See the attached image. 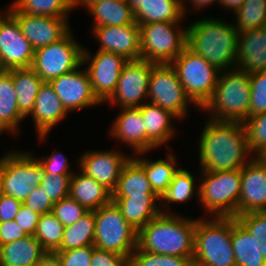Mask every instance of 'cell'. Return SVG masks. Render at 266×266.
<instances>
[{
    "label": "cell",
    "mask_w": 266,
    "mask_h": 266,
    "mask_svg": "<svg viewBox=\"0 0 266 266\" xmlns=\"http://www.w3.org/2000/svg\"><path fill=\"white\" fill-rule=\"evenodd\" d=\"M93 36L100 42L99 50L112 52L127 60H138L141 55L140 26L138 23L120 26L93 27Z\"/></svg>",
    "instance_id": "ffe728a7"
},
{
    "label": "cell",
    "mask_w": 266,
    "mask_h": 266,
    "mask_svg": "<svg viewBox=\"0 0 266 266\" xmlns=\"http://www.w3.org/2000/svg\"><path fill=\"white\" fill-rule=\"evenodd\" d=\"M24 118L17 105L12 70L3 71L0 73V123L11 132V135H19V123Z\"/></svg>",
    "instance_id": "1f68e13d"
},
{
    "label": "cell",
    "mask_w": 266,
    "mask_h": 266,
    "mask_svg": "<svg viewBox=\"0 0 266 266\" xmlns=\"http://www.w3.org/2000/svg\"><path fill=\"white\" fill-rule=\"evenodd\" d=\"M138 25L153 22H180L185 16L184 0H126Z\"/></svg>",
    "instance_id": "cb8c5ba5"
},
{
    "label": "cell",
    "mask_w": 266,
    "mask_h": 266,
    "mask_svg": "<svg viewBox=\"0 0 266 266\" xmlns=\"http://www.w3.org/2000/svg\"><path fill=\"white\" fill-rule=\"evenodd\" d=\"M12 78L19 111L26 117L33 110L36 96L43 81L31 67L12 69Z\"/></svg>",
    "instance_id": "d6a6232c"
},
{
    "label": "cell",
    "mask_w": 266,
    "mask_h": 266,
    "mask_svg": "<svg viewBox=\"0 0 266 266\" xmlns=\"http://www.w3.org/2000/svg\"><path fill=\"white\" fill-rule=\"evenodd\" d=\"M35 49L21 33L17 19L7 10L0 14V62L4 71L29 68Z\"/></svg>",
    "instance_id": "5bb4252c"
},
{
    "label": "cell",
    "mask_w": 266,
    "mask_h": 266,
    "mask_svg": "<svg viewBox=\"0 0 266 266\" xmlns=\"http://www.w3.org/2000/svg\"><path fill=\"white\" fill-rule=\"evenodd\" d=\"M236 58L240 71H266V26L238 32Z\"/></svg>",
    "instance_id": "603a6c76"
},
{
    "label": "cell",
    "mask_w": 266,
    "mask_h": 266,
    "mask_svg": "<svg viewBox=\"0 0 266 266\" xmlns=\"http://www.w3.org/2000/svg\"><path fill=\"white\" fill-rule=\"evenodd\" d=\"M147 98H150L148 102L168 110L178 119L186 117L188 104L192 102L171 64L152 63Z\"/></svg>",
    "instance_id": "7c38bea8"
},
{
    "label": "cell",
    "mask_w": 266,
    "mask_h": 266,
    "mask_svg": "<svg viewBox=\"0 0 266 266\" xmlns=\"http://www.w3.org/2000/svg\"><path fill=\"white\" fill-rule=\"evenodd\" d=\"M72 175L42 174L39 187L44 190L53 204L69 196L70 180Z\"/></svg>",
    "instance_id": "7bdbcfd3"
},
{
    "label": "cell",
    "mask_w": 266,
    "mask_h": 266,
    "mask_svg": "<svg viewBox=\"0 0 266 266\" xmlns=\"http://www.w3.org/2000/svg\"><path fill=\"white\" fill-rule=\"evenodd\" d=\"M75 70L50 81L66 111H76L101 104L95 97L87 70Z\"/></svg>",
    "instance_id": "e0dca14e"
},
{
    "label": "cell",
    "mask_w": 266,
    "mask_h": 266,
    "mask_svg": "<svg viewBox=\"0 0 266 266\" xmlns=\"http://www.w3.org/2000/svg\"><path fill=\"white\" fill-rule=\"evenodd\" d=\"M69 197L88 211H94L112 201V192L81 172L71 176Z\"/></svg>",
    "instance_id": "d4e9b609"
},
{
    "label": "cell",
    "mask_w": 266,
    "mask_h": 266,
    "mask_svg": "<svg viewBox=\"0 0 266 266\" xmlns=\"http://www.w3.org/2000/svg\"><path fill=\"white\" fill-rule=\"evenodd\" d=\"M151 72L152 62L143 59L128 60L115 91L107 101L110 104L118 103L121 108H139L144 104V97H148Z\"/></svg>",
    "instance_id": "9a60e30c"
},
{
    "label": "cell",
    "mask_w": 266,
    "mask_h": 266,
    "mask_svg": "<svg viewBox=\"0 0 266 266\" xmlns=\"http://www.w3.org/2000/svg\"><path fill=\"white\" fill-rule=\"evenodd\" d=\"M195 176L186 169L178 168L174 173L172 181L167 190L160 197V205L169 203H184L194 197Z\"/></svg>",
    "instance_id": "8d00e7d4"
},
{
    "label": "cell",
    "mask_w": 266,
    "mask_h": 266,
    "mask_svg": "<svg viewBox=\"0 0 266 266\" xmlns=\"http://www.w3.org/2000/svg\"><path fill=\"white\" fill-rule=\"evenodd\" d=\"M5 131L8 132L9 130L0 123V134L5 132Z\"/></svg>",
    "instance_id": "680465c9"
},
{
    "label": "cell",
    "mask_w": 266,
    "mask_h": 266,
    "mask_svg": "<svg viewBox=\"0 0 266 266\" xmlns=\"http://www.w3.org/2000/svg\"><path fill=\"white\" fill-rule=\"evenodd\" d=\"M47 252L34 235L0 246V265L35 266Z\"/></svg>",
    "instance_id": "83f0119b"
},
{
    "label": "cell",
    "mask_w": 266,
    "mask_h": 266,
    "mask_svg": "<svg viewBox=\"0 0 266 266\" xmlns=\"http://www.w3.org/2000/svg\"><path fill=\"white\" fill-rule=\"evenodd\" d=\"M94 245L54 252L62 266H90Z\"/></svg>",
    "instance_id": "bcb514c9"
},
{
    "label": "cell",
    "mask_w": 266,
    "mask_h": 266,
    "mask_svg": "<svg viewBox=\"0 0 266 266\" xmlns=\"http://www.w3.org/2000/svg\"><path fill=\"white\" fill-rule=\"evenodd\" d=\"M187 27V47L190 50L204 57L219 71L236 68L238 30L234 23L202 18Z\"/></svg>",
    "instance_id": "3957f363"
},
{
    "label": "cell",
    "mask_w": 266,
    "mask_h": 266,
    "mask_svg": "<svg viewBox=\"0 0 266 266\" xmlns=\"http://www.w3.org/2000/svg\"><path fill=\"white\" fill-rule=\"evenodd\" d=\"M35 266H62L59 257L55 253L47 252Z\"/></svg>",
    "instance_id": "db71d44e"
},
{
    "label": "cell",
    "mask_w": 266,
    "mask_h": 266,
    "mask_svg": "<svg viewBox=\"0 0 266 266\" xmlns=\"http://www.w3.org/2000/svg\"><path fill=\"white\" fill-rule=\"evenodd\" d=\"M157 200L159 196L112 197L123 217L137 231L161 213Z\"/></svg>",
    "instance_id": "484cf974"
},
{
    "label": "cell",
    "mask_w": 266,
    "mask_h": 266,
    "mask_svg": "<svg viewBox=\"0 0 266 266\" xmlns=\"http://www.w3.org/2000/svg\"><path fill=\"white\" fill-rule=\"evenodd\" d=\"M111 137L133 148V153L143 155L157 147L148 139L145 123L139 108H121L111 125Z\"/></svg>",
    "instance_id": "44dd1931"
},
{
    "label": "cell",
    "mask_w": 266,
    "mask_h": 266,
    "mask_svg": "<svg viewBox=\"0 0 266 266\" xmlns=\"http://www.w3.org/2000/svg\"><path fill=\"white\" fill-rule=\"evenodd\" d=\"M246 0H220L219 4L225 9L232 10L235 13Z\"/></svg>",
    "instance_id": "11a10c76"
},
{
    "label": "cell",
    "mask_w": 266,
    "mask_h": 266,
    "mask_svg": "<svg viewBox=\"0 0 266 266\" xmlns=\"http://www.w3.org/2000/svg\"><path fill=\"white\" fill-rule=\"evenodd\" d=\"M67 114L50 82H43L36 96L33 110L29 114L33 117L39 141L45 139L53 126Z\"/></svg>",
    "instance_id": "7402d4cb"
},
{
    "label": "cell",
    "mask_w": 266,
    "mask_h": 266,
    "mask_svg": "<svg viewBox=\"0 0 266 266\" xmlns=\"http://www.w3.org/2000/svg\"><path fill=\"white\" fill-rule=\"evenodd\" d=\"M190 2H191V6H193V8L199 10L200 8L203 9V7L205 8L208 5L210 6V5L214 4V2L219 3L220 0H190Z\"/></svg>",
    "instance_id": "9f6ffc18"
},
{
    "label": "cell",
    "mask_w": 266,
    "mask_h": 266,
    "mask_svg": "<svg viewBox=\"0 0 266 266\" xmlns=\"http://www.w3.org/2000/svg\"><path fill=\"white\" fill-rule=\"evenodd\" d=\"M40 215L22 204L14 218L15 222L28 234L34 235Z\"/></svg>",
    "instance_id": "f907efd6"
},
{
    "label": "cell",
    "mask_w": 266,
    "mask_h": 266,
    "mask_svg": "<svg viewBox=\"0 0 266 266\" xmlns=\"http://www.w3.org/2000/svg\"><path fill=\"white\" fill-rule=\"evenodd\" d=\"M83 49L82 64L88 65L92 91L100 103H105L116 89L124 65L128 60L118 54L98 50L93 56Z\"/></svg>",
    "instance_id": "4fadbf2b"
},
{
    "label": "cell",
    "mask_w": 266,
    "mask_h": 266,
    "mask_svg": "<svg viewBox=\"0 0 266 266\" xmlns=\"http://www.w3.org/2000/svg\"><path fill=\"white\" fill-rule=\"evenodd\" d=\"M22 204L19 200L0 193V223L14 220Z\"/></svg>",
    "instance_id": "f5cc1de1"
},
{
    "label": "cell",
    "mask_w": 266,
    "mask_h": 266,
    "mask_svg": "<svg viewBox=\"0 0 266 266\" xmlns=\"http://www.w3.org/2000/svg\"><path fill=\"white\" fill-rule=\"evenodd\" d=\"M28 234L15 220L0 223V246L24 238Z\"/></svg>",
    "instance_id": "816d5d0a"
},
{
    "label": "cell",
    "mask_w": 266,
    "mask_h": 266,
    "mask_svg": "<svg viewBox=\"0 0 266 266\" xmlns=\"http://www.w3.org/2000/svg\"><path fill=\"white\" fill-rule=\"evenodd\" d=\"M93 1H97V0H71L74 9L75 7L83 6V5L87 7Z\"/></svg>",
    "instance_id": "6f0895ef"
},
{
    "label": "cell",
    "mask_w": 266,
    "mask_h": 266,
    "mask_svg": "<svg viewBox=\"0 0 266 266\" xmlns=\"http://www.w3.org/2000/svg\"><path fill=\"white\" fill-rule=\"evenodd\" d=\"M139 109L145 123L147 137L156 147L160 148L171 140L175 132L171 121L178 120L174 114L148 101Z\"/></svg>",
    "instance_id": "4316f807"
},
{
    "label": "cell",
    "mask_w": 266,
    "mask_h": 266,
    "mask_svg": "<svg viewBox=\"0 0 266 266\" xmlns=\"http://www.w3.org/2000/svg\"><path fill=\"white\" fill-rule=\"evenodd\" d=\"M179 22H153L140 25V59L155 64H170L187 47L188 27Z\"/></svg>",
    "instance_id": "30bf717a"
},
{
    "label": "cell",
    "mask_w": 266,
    "mask_h": 266,
    "mask_svg": "<svg viewBox=\"0 0 266 266\" xmlns=\"http://www.w3.org/2000/svg\"><path fill=\"white\" fill-rule=\"evenodd\" d=\"M7 10L17 19L21 33L35 50L58 42L70 31L68 18L19 13L12 5Z\"/></svg>",
    "instance_id": "2e32d148"
},
{
    "label": "cell",
    "mask_w": 266,
    "mask_h": 266,
    "mask_svg": "<svg viewBox=\"0 0 266 266\" xmlns=\"http://www.w3.org/2000/svg\"><path fill=\"white\" fill-rule=\"evenodd\" d=\"M266 211V160L254 157L241 168L238 215Z\"/></svg>",
    "instance_id": "ac0fdd59"
},
{
    "label": "cell",
    "mask_w": 266,
    "mask_h": 266,
    "mask_svg": "<svg viewBox=\"0 0 266 266\" xmlns=\"http://www.w3.org/2000/svg\"><path fill=\"white\" fill-rule=\"evenodd\" d=\"M90 266H129V258L94 247Z\"/></svg>",
    "instance_id": "681fc988"
},
{
    "label": "cell",
    "mask_w": 266,
    "mask_h": 266,
    "mask_svg": "<svg viewBox=\"0 0 266 266\" xmlns=\"http://www.w3.org/2000/svg\"><path fill=\"white\" fill-rule=\"evenodd\" d=\"M231 244L236 266H264L265 259L255 238L235 217H232Z\"/></svg>",
    "instance_id": "f546056e"
},
{
    "label": "cell",
    "mask_w": 266,
    "mask_h": 266,
    "mask_svg": "<svg viewBox=\"0 0 266 266\" xmlns=\"http://www.w3.org/2000/svg\"><path fill=\"white\" fill-rule=\"evenodd\" d=\"M130 157L119 150L87 151L78 159L80 172L113 192L117 187L121 170Z\"/></svg>",
    "instance_id": "d6986e66"
},
{
    "label": "cell",
    "mask_w": 266,
    "mask_h": 266,
    "mask_svg": "<svg viewBox=\"0 0 266 266\" xmlns=\"http://www.w3.org/2000/svg\"><path fill=\"white\" fill-rule=\"evenodd\" d=\"M193 258L156 254L136 247L129 257V266H191Z\"/></svg>",
    "instance_id": "60d3db41"
},
{
    "label": "cell",
    "mask_w": 266,
    "mask_h": 266,
    "mask_svg": "<svg viewBox=\"0 0 266 266\" xmlns=\"http://www.w3.org/2000/svg\"><path fill=\"white\" fill-rule=\"evenodd\" d=\"M94 247L130 257L137 247L138 231L123 217L114 201L94 210Z\"/></svg>",
    "instance_id": "52a82bcc"
},
{
    "label": "cell",
    "mask_w": 266,
    "mask_h": 266,
    "mask_svg": "<svg viewBox=\"0 0 266 266\" xmlns=\"http://www.w3.org/2000/svg\"><path fill=\"white\" fill-rule=\"evenodd\" d=\"M3 68H2V65H1V62H0V73L3 72Z\"/></svg>",
    "instance_id": "91938a15"
},
{
    "label": "cell",
    "mask_w": 266,
    "mask_h": 266,
    "mask_svg": "<svg viewBox=\"0 0 266 266\" xmlns=\"http://www.w3.org/2000/svg\"><path fill=\"white\" fill-rule=\"evenodd\" d=\"M11 4L19 13L68 18L73 5L71 0H15Z\"/></svg>",
    "instance_id": "d590c367"
},
{
    "label": "cell",
    "mask_w": 266,
    "mask_h": 266,
    "mask_svg": "<svg viewBox=\"0 0 266 266\" xmlns=\"http://www.w3.org/2000/svg\"><path fill=\"white\" fill-rule=\"evenodd\" d=\"M83 48L69 31L58 42L36 49L31 68L43 82H50L82 64Z\"/></svg>",
    "instance_id": "8fae6325"
},
{
    "label": "cell",
    "mask_w": 266,
    "mask_h": 266,
    "mask_svg": "<svg viewBox=\"0 0 266 266\" xmlns=\"http://www.w3.org/2000/svg\"><path fill=\"white\" fill-rule=\"evenodd\" d=\"M134 155V159L144 168L151 188L161 197L170 185L174 173L178 170L175 165L176 158L172 153H168L166 160L158 159L156 161H149L148 159L137 157V154Z\"/></svg>",
    "instance_id": "836d02e7"
},
{
    "label": "cell",
    "mask_w": 266,
    "mask_h": 266,
    "mask_svg": "<svg viewBox=\"0 0 266 266\" xmlns=\"http://www.w3.org/2000/svg\"><path fill=\"white\" fill-rule=\"evenodd\" d=\"M253 236L266 260V211L248 212L235 217Z\"/></svg>",
    "instance_id": "b9f144b4"
},
{
    "label": "cell",
    "mask_w": 266,
    "mask_h": 266,
    "mask_svg": "<svg viewBox=\"0 0 266 266\" xmlns=\"http://www.w3.org/2000/svg\"><path fill=\"white\" fill-rule=\"evenodd\" d=\"M86 9L95 19L93 27L135 23L126 0H97L91 2Z\"/></svg>",
    "instance_id": "4dcf8cb0"
},
{
    "label": "cell",
    "mask_w": 266,
    "mask_h": 266,
    "mask_svg": "<svg viewBox=\"0 0 266 266\" xmlns=\"http://www.w3.org/2000/svg\"><path fill=\"white\" fill-rule=\"evenodd\" d=\"M94 236V211H88L76 223L64 227L63 238L60 248L57 251H66L88 245H94Z\"/></svg>",
    "instance_id": "e575fe53"
},
{
    "label": "cell",
    "mask_w": 266,
    "mask_h": 266,
    "mask_svg": "<svg viewBox=\"0 0 266 266\" xmlns=\"http://www.w3.org/2000/svg\"><path fill=\"white\" fill-rule=\"evenodd\" d=\"M88 210L69 196L55 203L52 213L64 227L76 223Z\"/></svg>",
    "instance_id": "ee69618b"
},
{
    "label": "cell",
    "mask_w": 266,
    "mask_h": 266,
    "mask_svg": "<svg viewBox=\"0 0 266 266\" xmlns=\"http://www.w3.org/2000/svg\"><path fill=\"white\" fill-rule=\"evenodd\" d=\"M43 169L29 152L11 151L0 158V193L24 203L39 186Z\"/></svg>",
    "instance_id": "9c48e42d"
},
{
    "label": "cell",
    "mask_w": 266,
    "mask_h": 266,
    "mask_svg": "<svg viewBox=\"0 0 266 266\" xmlns=\"http://www.w3.org/2000/svg\"><path fill=\"white\" fill-rule=\"evenodd\" d=\"M37 160L40 162L43 172L48 174H61V175H73L74 172L69 171V162L65 155L56 152L50 156H45L42 159Z\"/></svg>",
    "instance_id": "7dc6e473"
},
{
    "label": "cell",
    "mask_w": 266,
    "mask_h": 266,
    "mask_svg": "<svg viewBox=\"0 0 266 266\" xmlns=\"http://www.w3.org/2000/svg\"><path fill=\"white\" fill-rule=\"evenodd\" d=\"M23 204L39 215L52 212L54 206L48 195L39 186L34 188Z\"/></svg>",
    "instance_id": "c3c4849f"
},
{
    "label": "cell",
    "mask_w": 266,
    "mask_h": 266,
    "mask_svg": "<svg viewBox=\"0 0 266 266\" xmlns=\"http://www.w3.org/2000/svg\"><path fill=\"white\" fill-rule=\"evenodd\" d=\"M238 32L266 26V0H246L234 13Z\"/></svg>",
    "instance_id": "f35d334b"
},
{
    "label": "cell",
    "mask_w": 266,
    "mask_h": 266,
    "mask_svg": "<svg viewBox=\"0 0 266 266\" xmlns=\"http://www.w3.org/2000/svg\"><path fill=\"white\" fill-rule=\"evenodd\" d=\"M210 220L196 219L193 264L236 266L231 244L232 217H211Z\"/></svg>",
    "instance_id": "5b68a950"
},
{
    "label": "cell",
    "mask_w": 266,
    "mask_h": 266,
    "mask_svg": "<svg viewBox=\"0 0 266 266\" xmlns=\"http://www.w3.org/2000/svg\"><path fill=\"white\" fill-rule=\"evenodd\" d=\"M172 213L170 207L161 209L160 214L142 227L137 247L156 254L193 258L196 219Z\"/></svg>",
    "instance_id": "7a4b0ae2"
},
{
    "label": "cell",
    "mask_w": 266,
    "mask_h": 266,
    "mask_svg": "<svg viewBox=\"0 0 266 266\" xmlns=\"http://www.w3.org/2000/svg\"><path fill=\"white\" fill-rule=\"evenodd\" d=\"M248 146L255 157H263L266 154V112L249 116L244 122Z\"/></svg>",
    "instance_id": "ab89813d"
},
{
    "label": "cell",
    "mask_w": 266,
    "mask_h": 266,
    "mask_svg": "<svg viewBox=\"0 0 266 266\" xmlns=\"http://www.w3.org/2000/svg\"><path fill=\"white\" fill-rule=\"evenodd\" d=\"M158 196L151 188L144 168L131 156L123 166L112 197Z\"/></svg>",
    "instance_id": "f1b7e54d"
},
{
    "label": "cell",
    "mask_w": 266,
    "mask_h": 266,
    "mask_svg": "<svg viewBox=\"0 0 266 266\" xmlns=\"http://www.w3.org/2000/svg\"><path fill=\"white\" fill-rule=\"evenodd\" d=\"M250 77L238 68L220 71L211 98L201 108L210 119L244 123L250 116Z\"/></svg>",
    "instance_id": "277c9868"
},
{
    "label": "cell",
    "mask_w": 266,
    "mask_h": 266,
    "mask_svg": "<svg viewBox=\"0 0 266 266\" xmlns=\"http://www.w3.org/2000/svg\"><path fill=\"white\" fill-rule=\"evenodd\" d=\"M199 162L204 171L241 169L252 158L244 123L209 119L199 140ZM248 160V161H247Z\"/></svg>",
    "instance_id": "6da1fadb"
},
{
    "label": "cell",
    "mask_w": 266,
    "mask_h": 266,
    "mask_svg": "<svg viewBox=\"0 0 266 266\" xmlns=\"http://www.w3.org/2000/svg\"><path fill=\"white\" fill-rule=\"evenodd\" d=\"M63 232V224L49 212L40 215L34 237L46 252L54 253L60 248Z\"/></svg>",
    "instance_id": "74e56055"
},
{
    "label": "cell",
    "mask_w": 266,
    "mask_h": 266,
    "mask_svg": "<svg viewBox=\"0 0 266 266\" xmlns=\"http://www.w3.org/2000/svg\"><path fill=\"white\" fill-rule=\"evenodd\" d=\"M170 64L175 69L186 95L201 109L211 98L220 71L188 47Z\"/></svg>",
    "instance_id": "ba28073f"
},
{
    "label": "cell",
    "mask_w": 266,
    "mask_h": 266,
    "mask_svg": "<svg viewBox=\"0 0 266 266\" xmlns=\"http://www.w3.org/2000/svg\"><path fill=\"white\" fill-rule=\"evenodd\" d=\"M250 116L266 112V71L249 74Z\"/></svg>",
    "instance_id": "f6af8a7d"
},
{
    "label": "cell",
    "mask_w": 266,
    "mask_h": 266,
    "mask_svg": "<svg viewBox=\"0 0 266 266\" xmlns=\"http://www.w3.org/2000/svg\"><path fill=\"white\" fill-rule=\"evenodd\" d=\"M201 172L202 182L196 192L204 211L213 217L238 216L241 169Z\"/></svg>",
    "instance_id": "8992f818"
}]
</instances>
